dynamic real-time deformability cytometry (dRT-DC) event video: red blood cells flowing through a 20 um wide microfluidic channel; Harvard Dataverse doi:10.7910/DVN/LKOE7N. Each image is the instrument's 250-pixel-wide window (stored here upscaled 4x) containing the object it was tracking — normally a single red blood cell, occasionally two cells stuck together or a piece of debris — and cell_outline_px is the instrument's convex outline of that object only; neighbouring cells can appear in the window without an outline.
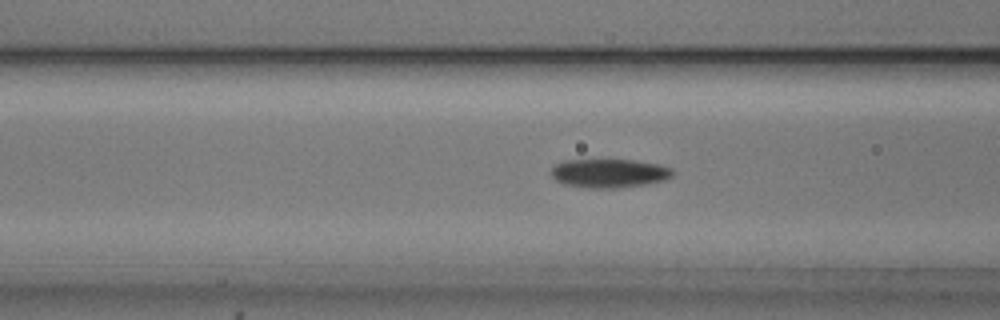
{"species": "common noctule bat (a hibernating species)", "species_latin": "Nyctalus noctula", "temperature_condition": "cold", "stored_images_in_passage": 54, "camera_frame_rate_fps": 3000, "um_per_image_px": 0.085, "animal": {"sex": "male", "body_mass_g": 20.5, "forearm_length_mm": 52.5}, "frame": {"image": 1, "passage_image": 21, "time_ms": 6.667, "image_size_px": [1000, 320], "cell_outline_px": [[676, 172], [672, 176], [664, 180], [644, 184], [616, 188], [588, 188], [564, 184], [556, 180], [552, 176], [552, 168], [556, 164], [564, 160], [632, 160], [660, 164], [672, 168]], "centroid_in_image_um": [51.81, 14.72], "position_along_channel_um": 114.8, "area_um2": 20.35}}
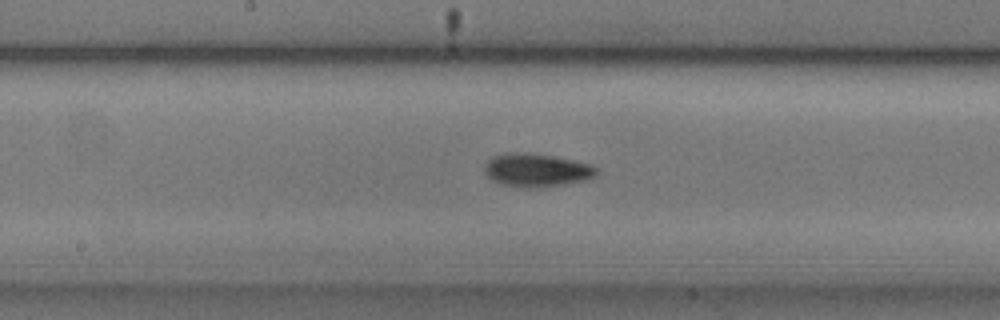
{"frame": {"image": 2, "passage_image": 28, "time_ms": 9.0, "image_size_px": [1000, 320], "cell_outline_px": [[600, 172], [596, 176], [584, 180], [560, 184], [532, 188], [524, 188], [504, 184], [492, 180], [484, 172], [484, 164], [492, 156], [508, 152], [528, 152], [576, 160], [592, 164], [600, 168]], "centroid_in_image_um": [45.63, 14.44], "position_along_channel_um": 202.6, "area_um2": 21.91}}
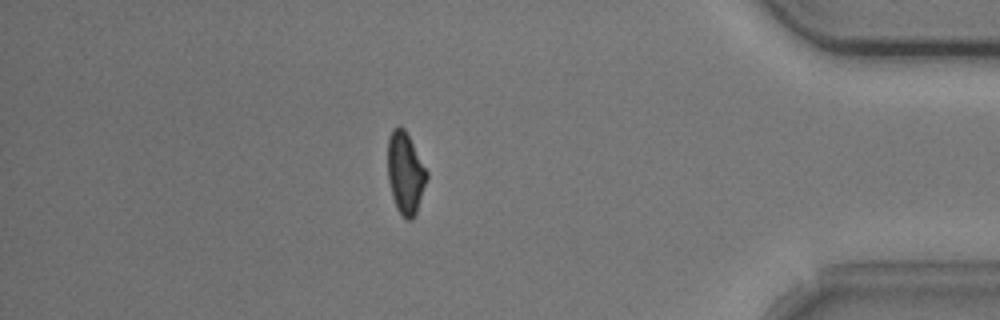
{"frame": {"image": 3, "passage_image": 47, "time_ms": 15.333, "image_size_px": [1000, 320], "cell_outline_px": [[428, 176], [416, 212], [412, 220], [408, 220], [396, 208], [392, 196], [388, 180], [388, 136], [392, 128], [400, 124], [404, 128], [428, 172]], "centroid_in_image_um": [34.44, 14.67], "position_along_channel_um": 400.8, "area_um2": 18.5}, "authors_computed_cell_mechanics": {"area_um2": 19.4786, "velocity_mm_per_s": 3.7407, "shape_relaxation_time_tau1_ms": 3.8842, "shape_relaxation_time_tau2_ms": null, "deformation_change_tau1": 0.1301, "deformation_change_tau2": null}}